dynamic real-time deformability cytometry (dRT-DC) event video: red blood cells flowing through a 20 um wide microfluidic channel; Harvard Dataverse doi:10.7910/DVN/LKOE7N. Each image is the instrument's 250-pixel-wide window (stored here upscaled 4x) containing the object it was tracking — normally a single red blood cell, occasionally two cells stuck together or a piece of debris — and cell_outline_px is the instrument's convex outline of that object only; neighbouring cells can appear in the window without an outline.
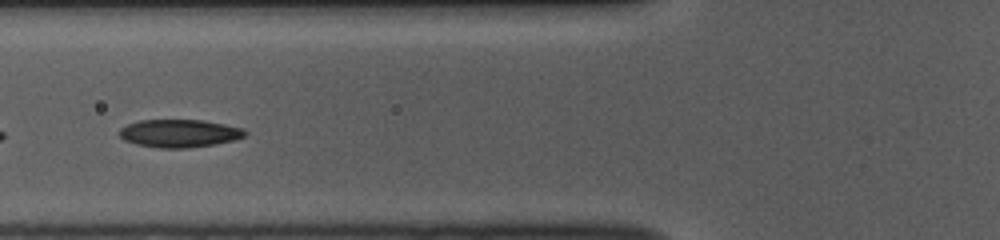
{"species": "common noctule bat (a hibernating species)", "species_latin": "Nyctalus noctula", "temperature_condition": "room temperature", "stored_images_in_passage": 23, "camera_frame_rate_fps": 3000, "um_per_image_px": 0.085, "animal": {"sex": "female", "body_mass_g": 10.0, "forearm_length_mm": 53.1}, "frame": {"image": 1, "passage_image": 12, "time_ms": 3.667, "image_size_px": [1000, 240], "cell_outline_px": [[248, 132], [244, 136], [232, 140], [216, 144], [188, 148], [160, 148], [136, 144], [124, 140], [120, 136], [120, 128], [128, 124], [140, 120], [204, 120], [244, 128]], "centroid_in_image_um": [15.26, 11.33], "position_along_channel_um": 110.5, "area_um2": 20.4}}
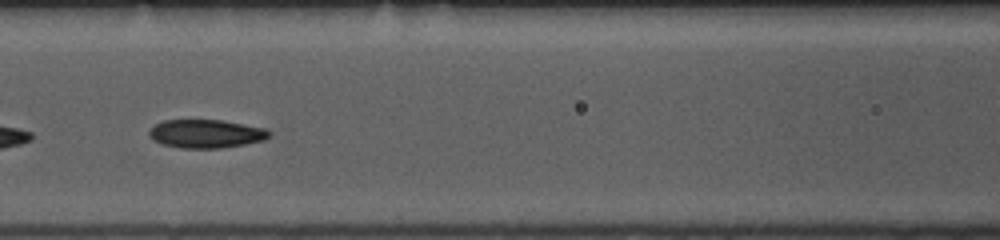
{"frame": {"image": 2, "passage_image": 15, "time_ms": 4.667, "image_size_px": [1000, 240], "cell_outline_px": [[272, 136], [264, 140], [244, 144], [220, 148], [180, 148], [164, 144], [152, 140], [148, 136], [148, 132], [156, 124], [164, 120], [220, 120], [268, 128], [272, 132]], "centroid_in_image_um": [17.55, 11.36], "position_along_channel_um": 149.0, "area_um2": 20.0}}